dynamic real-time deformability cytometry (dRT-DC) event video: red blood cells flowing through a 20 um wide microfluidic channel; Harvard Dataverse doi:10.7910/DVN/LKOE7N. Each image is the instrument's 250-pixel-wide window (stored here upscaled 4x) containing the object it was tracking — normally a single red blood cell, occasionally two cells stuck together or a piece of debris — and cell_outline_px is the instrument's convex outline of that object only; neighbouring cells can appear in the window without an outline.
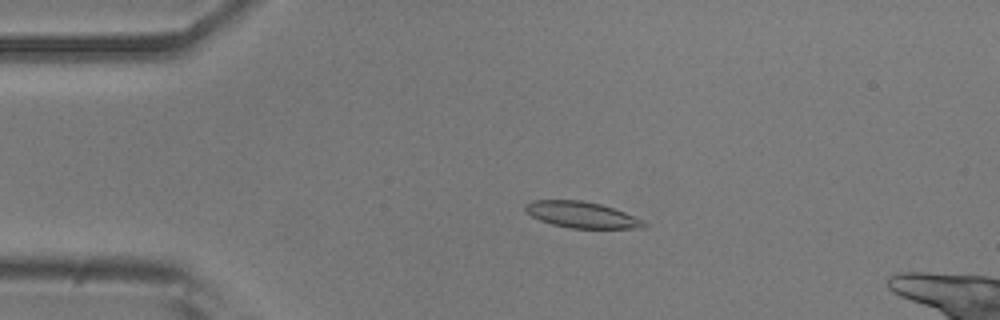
{"species": "common noctule bat (a hibernating species)", "species_latin": "Nyctalus noctula", "temperature_condition": "room temperature", "stored_images_in_passage": 52, "camera_frame_rate_fps": 3000, "um_per_image_px": 0.085, "animal": {"sex": "male", "body_mass_g": 20.5, "forearm_length_mm": 52.5}, "frame": {"image": 1, "passage_image": 11, "time_ms": 3.333, "image_size_px": [1000, 320], "cell_outline_px": [[648, 224], [644, 228], [568, 228], [552, 224], [540, 220], [532, 216], [524, 208], [524, 204], [532, 200], [580, 200], [600, 204], [624, 212]], "centroid_in_image_um": [49.4, 18.25], "position_along_channel_um": 35.6, "area_um2": 17.86}}
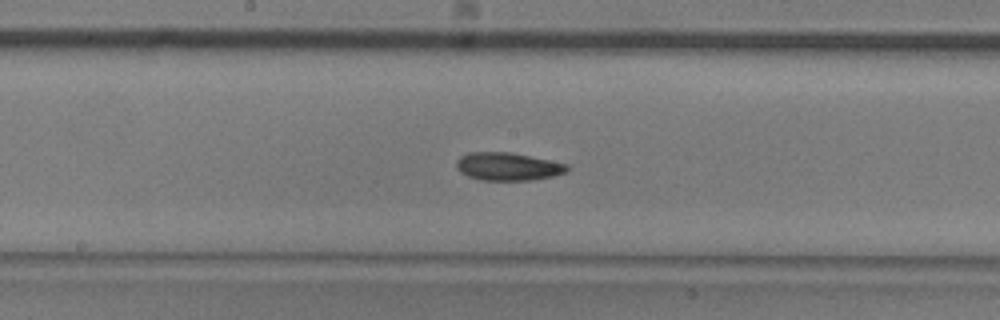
{"frame": {"image": 2, "passage_image": 27, "time_ms": 8.667, "image_size_px": [1000, 320], "cell_outline_px": [[568, 172], [552, 176], [532, 180], [480, 180], [468, 176], [460, 172], [456, 168], [456, 160], [460, 156], [468, 152], [508, 152], [568, 164]], "centroid_in_image_um": [43.13, 14.16], "position_along_channel_um": 205.1, "area_um2": 17.98}}
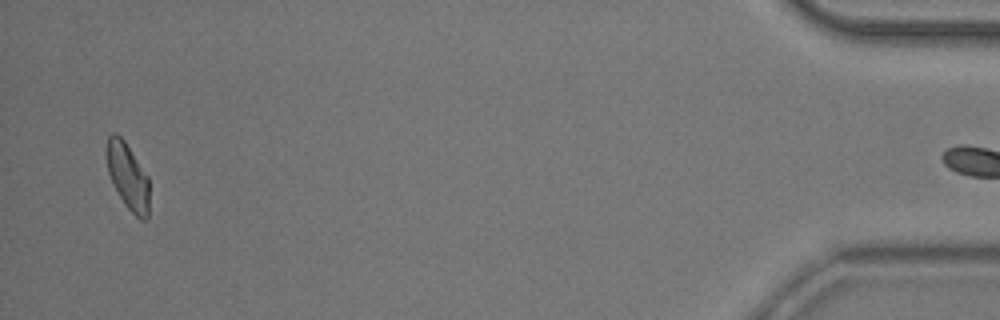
{"frame": {"image": 3, "passage_image": 51, "time_ms": 16.667, "image_size_px": [1000, 320], "cell_outline_px": [[148, 220], [140, 220], [124, 204], [112, 184], [108, 172], [108, 136], [112, 132], [116, 132], [124, 140], [148, 176]], "centroid_in_image_um": [10.88, 15.01], "position_along_channel_um": 424.3, "area_um2": 16.24}, "authors_computed_cell_mechanics": {"area_um2": 17.6579, "velocity_mm_per_s": 3.8265, "shape_relaxation_time_tau1_ms": 7.6953, "shape_relaxation_time_tau2_ms": 4.8374, "deformation_change_tau1": 0.1597, "deformation_change_tau2": 0.1123}}